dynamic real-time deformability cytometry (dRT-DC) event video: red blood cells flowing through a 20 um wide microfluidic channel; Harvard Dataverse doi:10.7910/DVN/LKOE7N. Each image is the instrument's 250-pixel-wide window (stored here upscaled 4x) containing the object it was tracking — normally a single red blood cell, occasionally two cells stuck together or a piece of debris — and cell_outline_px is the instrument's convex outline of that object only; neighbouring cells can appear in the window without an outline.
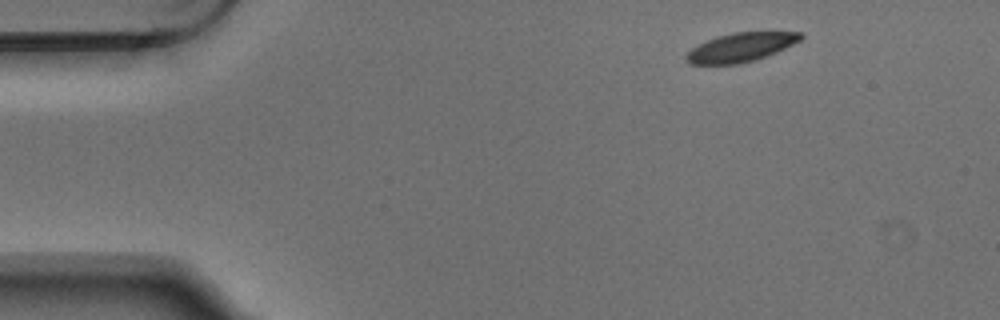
{"species": "Egyptian fruit bat (a non-hibernating species)", "species_latin": "Rousettus aegyptiacus", "temperature_condition": "warm", "stored_images_in_passage": 4, "camera_frame_rate_fps": 3000, "um_per_image_px": 0.085, "animal": {"sex": "male"}, "frame": {"image": 1, "passage_image": 1, "time_ms": 0.0, "image_size_px": [1000, 320], "cell_outline_px": [[804, 36], [800, 40], [776, 52], [756, 60], [740, 64], [692, 64], [684, 60], [684, 56], [692, 48], [716, 36], [732, 32], [804, 32]], "centroid_in_image_um": [62.96, 4.02], "position_along_channel_um": 22.0, "area_um2": 19.25}}
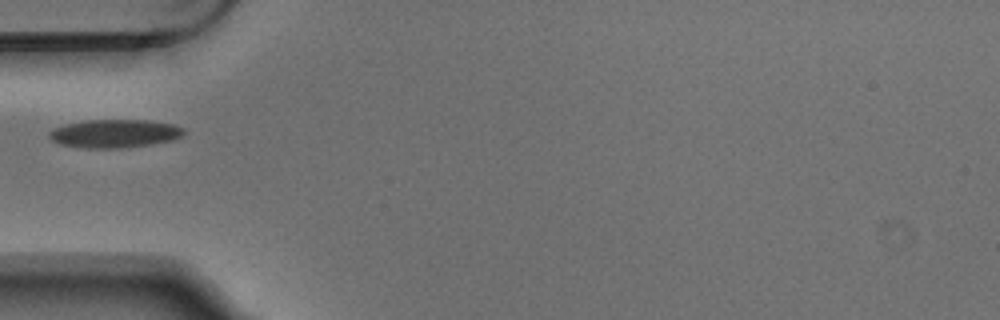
{"frame": {"image": 2, "passage_image": 4, "time_ms": 1.0, "image_size_px": [1000, 320], "cell_outline_px": [[184, 132], [180, 136], [172, 140], [152, 144], [124, 148], [84, 148], [60, 144], [52, 140], [48, 136], [48, 132], [52, 128], [64, 124], [88, 120], [148, 120], [172, 124], [184, 128]], "centroid_in_image_um": [9.7, 11.35], "position_along_channel_um": 75.3, "area_um2": 22.25}}